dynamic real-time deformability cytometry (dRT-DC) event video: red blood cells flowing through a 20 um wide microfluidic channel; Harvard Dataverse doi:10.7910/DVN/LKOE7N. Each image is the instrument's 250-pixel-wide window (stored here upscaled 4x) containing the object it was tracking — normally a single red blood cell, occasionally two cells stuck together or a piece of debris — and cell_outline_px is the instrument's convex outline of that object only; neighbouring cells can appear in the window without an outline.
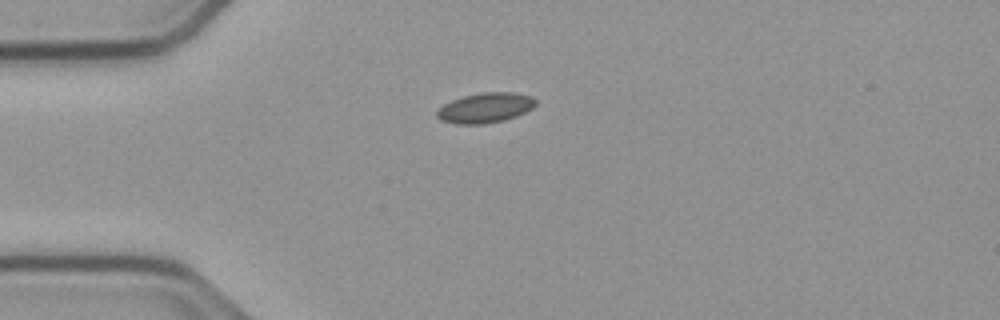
{"species": "common noctule bat (a hibernating species)", "species_latin": "Nyctalus noctula", "temperature_condition": "cold", "stored_images_in_passage": 42, "camera_frame_rate_fps": 3000, "um_per_image_px": 0.085, "animal": {"sex": "male", "body_mass_g": 23.1, "forearm_length_mm": 52.7}, "frame": {"image": 1, "passage_image": 1, "time_ms": 0.0, "image_size_px": [1000, 320], "cell_outline_px": [[536, 104], [532, 108], [516, 116], [504, 120], [484, 124], [456, 124], [440, 120], [436, 116], [436, 112], [444, 104], [452, 100], [464, 96], [480, 92], [512, 92], [532, 96], [536, 100]], "centroid_in_image_um": [41.24, 9.16], "position_along_channel_um": 43.8, "area_um2": 17.28}}
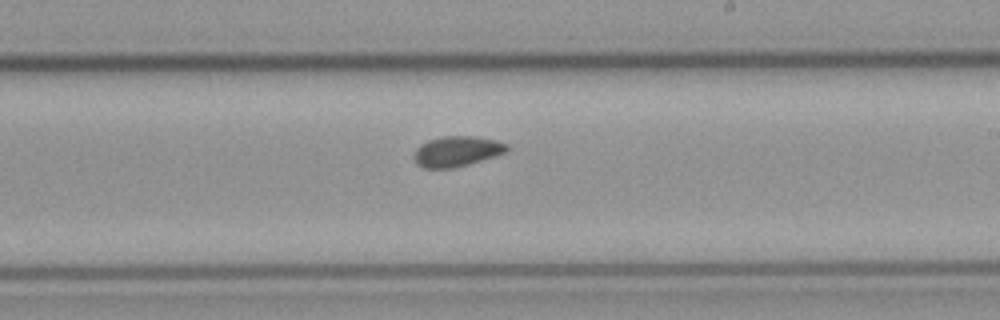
{"frame": {"image": 2, "passage_image": 19, "time_ms": 6.0, "image_size_px": [1000, 320], "cell_outline_px": [[508, 152], [468, 164], [452, 168], [424, 168], [416, 164], [412, 156], [416, 148], [420, 144], [428, 140], [444, 136], [476, 136], [496, 140], [508, 144]], "centroid_in_image_um": [38.81, 12.86], "position_along_channel_um": 250.2, "area_um2": 16.59}}
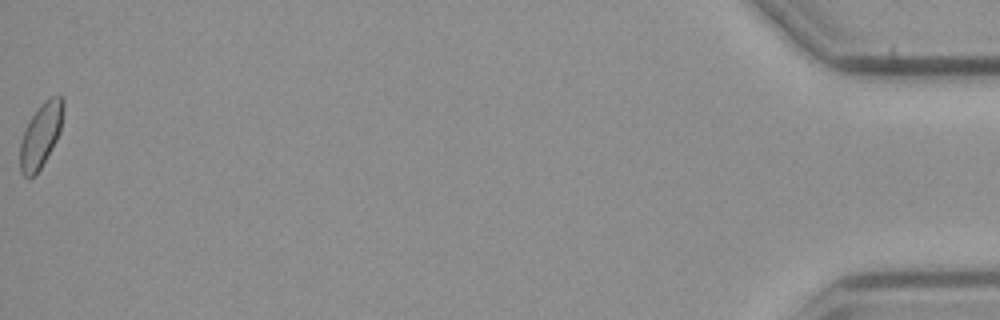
{"frame": {"image": 3, "passage_image": 42, "time_ms": 13.667, "image_size_px": [1000, 320], "cell_outline_px": [[64, 108], [60, 132], [56, 140], [40, 168], [28, 180], [20, 172], [20, 144], [24, 132], [32, 116], [40, 104], [48, 96], [60, 96], [64, 100]], "centroid_in_image_um": [3.47, 11.47], "position_along_channel_um": 431.7, "area_um2": 16.01}, "authors_computed_cell_mechanics": {"area_um2": 16.0106, "velocity_mm_per_s": 3.7716, "shape_relaxation_time_tau1_ms": 7.8446, "shape_relaxation_time_tau2_ms": 10.4406, "deformation_change_tau1": 0.0629, "deformation_change_tau2": 0.0935}}